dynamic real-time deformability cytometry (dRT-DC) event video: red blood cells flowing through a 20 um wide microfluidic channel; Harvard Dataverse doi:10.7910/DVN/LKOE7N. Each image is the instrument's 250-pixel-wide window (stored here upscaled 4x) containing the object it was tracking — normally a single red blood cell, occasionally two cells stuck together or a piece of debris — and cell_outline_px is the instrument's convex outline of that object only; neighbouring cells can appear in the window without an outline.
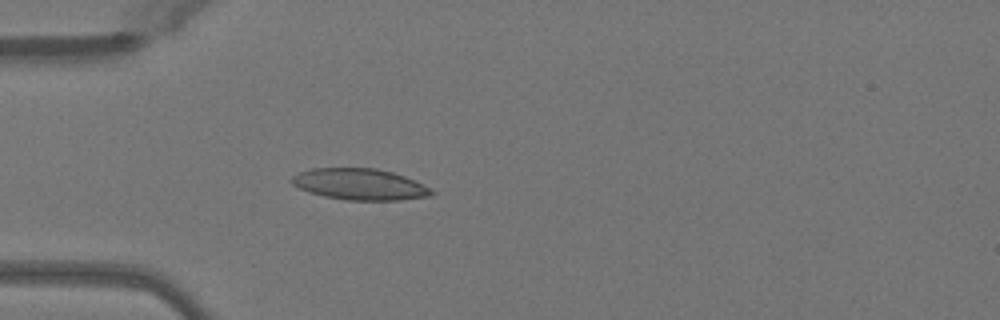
{"species": "Egyptian fruit bat (a non-hibernating species)", "species_latin": "Rousettus aegyptiacus", "temperature_condition": "warm", "stored_images_in_passage": 50, "camera_frame_rate_fps": 3000, "um_per_image_px": 0.085, "animal": {"sex": "female"}, "frame": {"image": 1, "passage_image": 15, "time_ms": 4.667, "image_size_px": [1000, 320], "cell_outline_px": [[436, 192], [432, 196], [400, 200], [348, 200], [324, 196], [308, 192], [292, 184], [288, 180], [292, 176], [300, 172], [312, 168], [376, 168], [392, 172], [404, 176], [424, 184], [432, 188]], "centroid_in_image_um": [30.6, 15.66], "position_along_channel_um": 54.4, "area_um2": 25.66}}
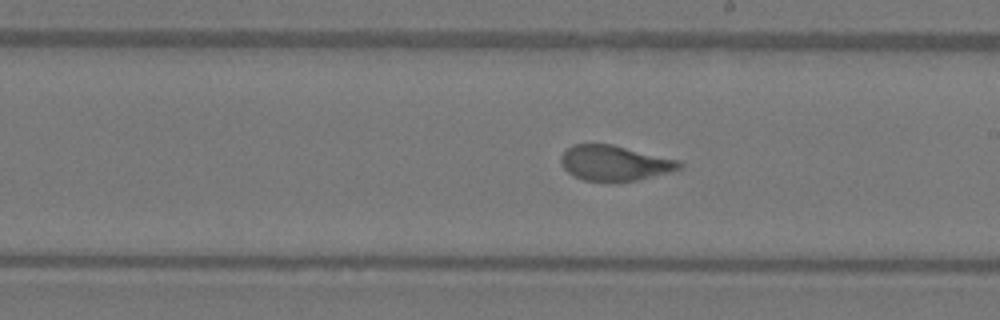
{"frame": {"image": 2, "passage_image": 29, "time_ms": 9.333, "image_size_px": [1000, 320], "cell_outline_px": [[684, 164], [680, 168], [668, 172], [640, 180], [616, 184], [584, 180], [572, 176], [560, 164], [560, 156], [572, 144], [612, 144], [680, 160]], "centroid_in_image_um": [52.23, 13.89], "position_along_channel_um": 236.8, "area_um2": 24.97}}
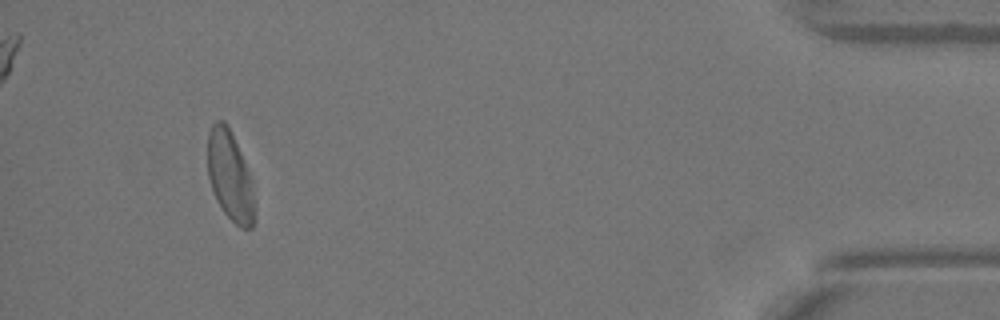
{"frame": {"image": 3, "passage_image": 47, "time_ms": 15.333, "image_size_px": [1000, 320], "cell_outline_px": [[256, 220], [252, 228], [240, 228], [224, 212], [216, 200], [208, 176], [208, 132], [212, 124], [216, 120], [224, 120], [228, 124], [248, 172], [252, 184]], "centroid_in_image_um": [19.55, 14.98], "position_along_channel_um": 415.7, "area_um2": 24.39}, "authors_computed_cell_mechanics": {"area_um2": 25.0274, "velocity_mm_per_s": 4.0667, "shape_relaxation_time_tau1_ms": 2.8107, "shape_relaxation_time_tau2_ms": 0.8179, "deformation_change_tau1": 0.1214, "deformation_change_tau2": 0.0684}}